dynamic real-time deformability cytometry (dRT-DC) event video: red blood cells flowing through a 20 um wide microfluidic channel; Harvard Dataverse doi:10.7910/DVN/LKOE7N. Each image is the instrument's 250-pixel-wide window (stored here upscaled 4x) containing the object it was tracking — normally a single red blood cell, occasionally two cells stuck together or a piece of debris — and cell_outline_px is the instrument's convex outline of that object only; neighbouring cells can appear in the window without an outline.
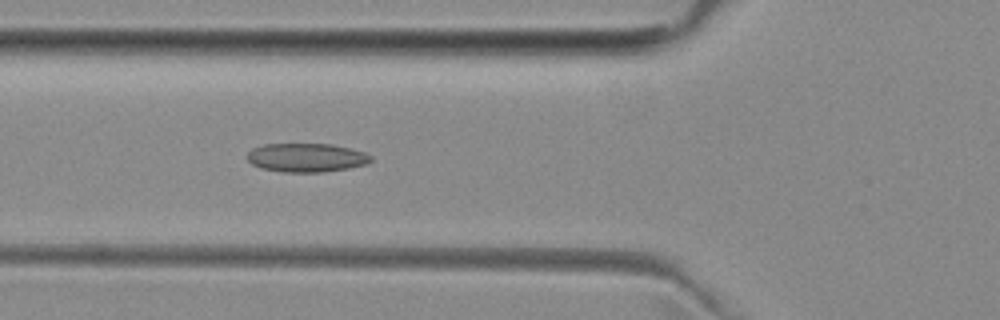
{"species": "common noctule bat (a hibernating species)", "species_latin": "Nyctalus noctula", "temperature_condition": "room temperature", "stored_images_in_passage": 5, "camera_frame_rate_fps": 3000, "um_per_image_px": 0.085, "animal": {"sex": "female", "body_mass_g": 29.2, "forearm_length_mm": 56.3}, "frame": {"image": 1, "passage_image": 5, "time_ms": 4.667, "image_size_px": [1000, 320], "cell_outline_px": [[372, 160], [368, 164], [348, 168], [324, 172], [284, 172], [260, 168], [252, 164], [248, 160], [248, 152], [252, 148], [264, 144], [332, 144], [352, 148], [364, 152], [372, 156]], "centroid_in_image_um": [26.07, 13.39], "position_along_channel_um": 99.7, "area_um2": 20.87}}